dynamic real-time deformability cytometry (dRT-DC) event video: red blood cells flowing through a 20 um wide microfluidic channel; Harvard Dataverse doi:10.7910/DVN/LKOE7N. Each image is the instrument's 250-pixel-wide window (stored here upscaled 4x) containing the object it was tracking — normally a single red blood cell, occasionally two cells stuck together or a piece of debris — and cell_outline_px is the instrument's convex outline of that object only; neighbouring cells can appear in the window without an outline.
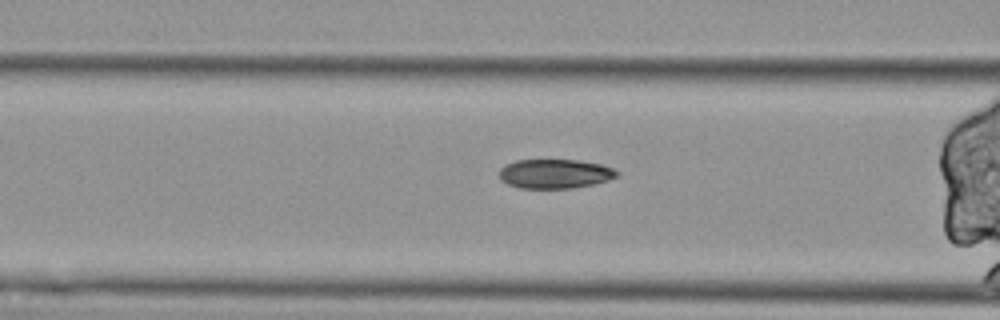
{"species": "Egyptian fruit bat (a non-hibernating species)", "species_latin": "Rousettus aegyptiacus", "temperature_condition": "cold", "stored_images_in_passage": 41, "camera_frame_rate_fps": 3000, "um_per_image_px": 0.085, "animal": {"sex": "female"}, "frame": {"image": 1, "passage_image": 6, "time_ms": 1.667, "image_size_px": [1000, 320], "cell_outline_px": [[620, 172], [616, 176], [608, 180], [592, 184], [572, 188], [520, 188], [508, 184], [500, 180], [500, 168], [504, 164], [516, 160], [580, 160], [600, 164], [612, 168]], "centroid_in_image_um": [47.14, 14.76], "position_along_channel_um": 119.5, "area_um2": 20.06}}
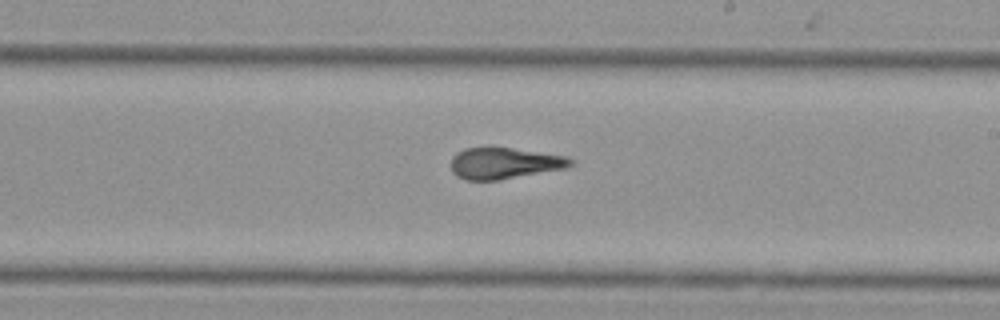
{"frame": {"image": 2, "passage_image": 17, "time_ms": 5.333, "image_size_px": [1000, 320], "cell_outline_px": [[576, 160], [568, 168], [496, 180], [464, 180], [456, 176], [452, 172], [452, 156], [456, 152], [464, 148], [512, 148], [568, 156]], "centroid_in_image_um": [42.89, 13.87], "position_along_channel_um": 246.1, "area_um2": 21.85}}
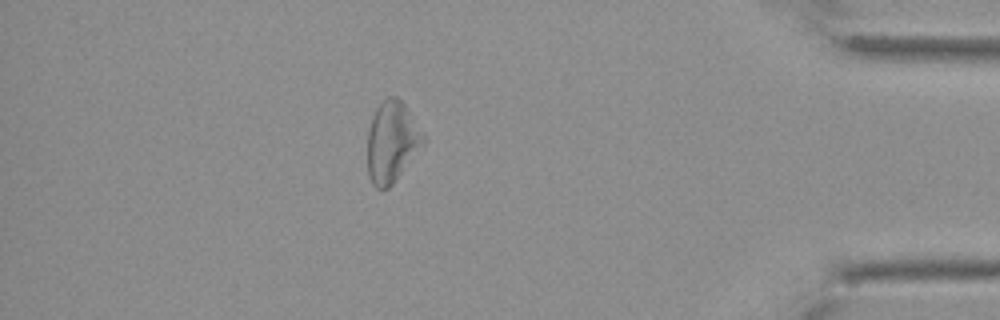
{"frame": {"image": 3, "passage_image": 34, "time_ms": 11.0, "image_size_px": [1000, 320], "cell_outline_px": [[428, 136], [424, 144], [392, 184], [388, 188], [376, 188], [372, 184], [368, 176], [368, 132], [372, 116], [376, 108], [388, 96], [396, 96], [404, 104]], "centroid_in_image_um": [33.33, 12.04], "position_along_channel_um": 401.9, "area_um2": 26.41}, "authors_computed_cell_mechanics": {"area_um2": 23.5246, "velocity_mm_per_s": 3.4692, "shape_relaxation_time_tau1_ms": null, "shape_relaxation_time_tau2_ms": 3.8363, "deformation_change_tau1": null, "deformation_change_tau2": 0.1458}}